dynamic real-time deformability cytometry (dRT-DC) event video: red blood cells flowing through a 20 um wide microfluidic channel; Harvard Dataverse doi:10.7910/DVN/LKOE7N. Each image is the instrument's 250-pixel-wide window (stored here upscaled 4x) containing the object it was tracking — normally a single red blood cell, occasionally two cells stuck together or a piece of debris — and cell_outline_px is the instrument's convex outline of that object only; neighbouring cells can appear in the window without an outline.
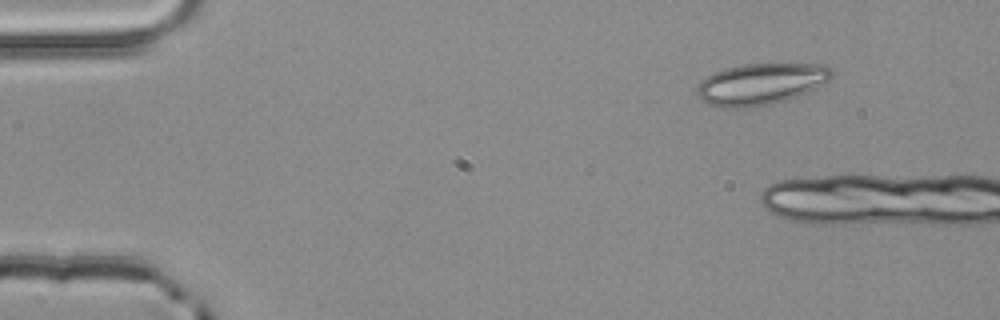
{"species": "common noctule bat (a hibernating species)", "species_latin": "Nyctalus noctula", "temperature_condition": "room temperature", "stored_images_in_passage": 4, "camera_frame_rate_fps": 3000, "um_per_image_px": 0.085, "animal": {"sex": "male", "body_mass_g": 20.4}, "frame": {"image": 1, "passage_image": 4, "time_ms": 1.0, "image_size_px": [1000, 320], "cell_outline_px": [[832, 76], [828, 80], [792, 100], [752, 108], [720, 108], [708, 104], [700, 100], [696, 92], [696, 88], [700, 80], [712, 72], [724, 68], [740, 64], [828, 64], [832, 68]], "centroid_in_image_um": [64.62, 7.15], "position_along_channel_um": 20.4, "area_um2": 33.23}}